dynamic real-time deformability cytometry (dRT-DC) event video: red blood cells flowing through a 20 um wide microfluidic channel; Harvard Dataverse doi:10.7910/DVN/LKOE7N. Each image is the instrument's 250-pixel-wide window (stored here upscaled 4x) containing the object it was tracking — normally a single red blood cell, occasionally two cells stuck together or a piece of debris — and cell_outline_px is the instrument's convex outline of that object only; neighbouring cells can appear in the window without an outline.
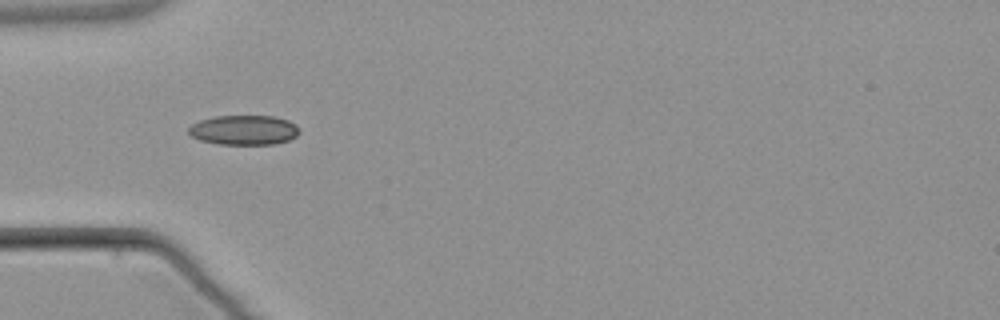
{"species": "common noctule bat (a hibernating species)", "species_latin": "Nyctalus noctula", "temperature_condition": "warm", "stored_images_in_passage": 3, "camera_frame_rate_fps": 3000, "um_per_image_px": 0.085, "animal": {"sex": "male", "body_mass_g": 21.5, "forearm_length_mm": 52.0}, "frame": {"image": 1, "passage_image": 1, "time_ms": 0.0, "image_size_px": [1000, 320], "cell_outline_px": [[300, 132], [296, 136], [288, 140], [272, 144], [216, 144], [200, 140], [192, 136], [188, 132], [188, 128], [192, 124], [200, 120], [216, 116], [272, 116], [288, 120], [296, 124], [300, 128]], "centroid_in_image_um": [20.74, 11.05], "position_along_channel_um": 64.3, "area_um2": 19.19}}
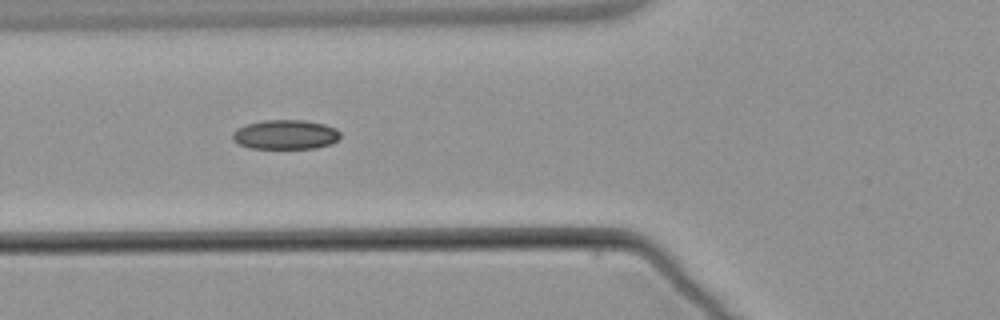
{"frame": {"image": 2, "passage_image": 2, "time_ms": 1.0, "image_size_px": [1000, 320], "cell_outline_px": [[340, 136], [332, 144], [316, 148], [248, 148], [232, 140], [232, 132], [236, 128], [244, 124], [264, 120], [304, 120], [324, 124], [336, 128], [340, 132]], "centroid_in_image_um": [24.24, 11.43], "position_along_channel_um": 101.6, "area_um2": 18.67}}